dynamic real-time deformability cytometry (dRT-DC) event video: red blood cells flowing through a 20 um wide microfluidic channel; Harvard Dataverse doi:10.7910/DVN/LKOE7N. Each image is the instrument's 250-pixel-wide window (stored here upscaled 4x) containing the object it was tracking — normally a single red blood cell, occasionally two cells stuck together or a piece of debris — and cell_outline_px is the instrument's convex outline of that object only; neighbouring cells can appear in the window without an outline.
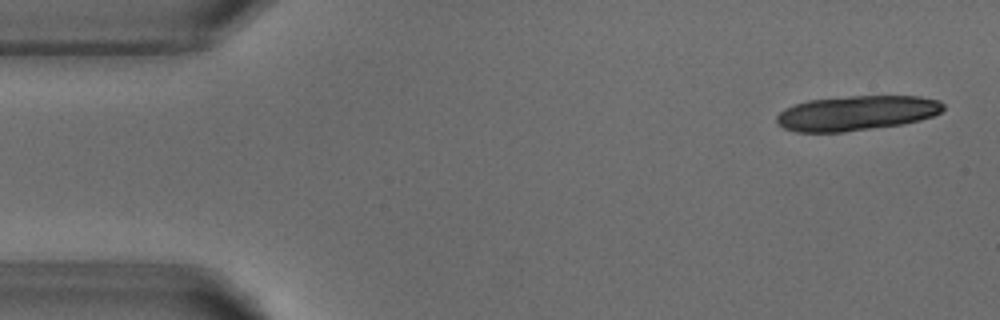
{"species": "common noctule bat (a hibernating species)", "species_latin": "Nyctalus noctula", "temperature_condition": "warm", "stored_images_in_passage": 16, "camera_frame_rate_fps": 3000, "um_per_image_px": 0.085, "animal": {"sex": "male", "body_mass_g": 18.8}, "frame": {"image": 1, "passage_image": 2, "time_ms": 0.333, "image_size_px": [1000, 320], "cell_outline_px": [[944, 108], [940, 112], [932, 116], [920, 120], [904, 124], [844, 132], [796, 132], [784, 128], [776, 124], [776, 116], [784, 108], [808, 100], [852, 96], [920, 96], [940, 100], [944, 104]], "centroid_in_image_um": [72.8, 9.61], "position_along_channel_um": 12.2, "area_um2": 33.99}}